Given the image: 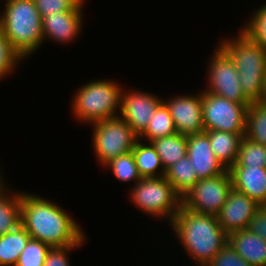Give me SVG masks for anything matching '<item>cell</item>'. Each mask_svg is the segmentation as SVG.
Instances as JSON below:
<instances>
[{"label":"cell","mask_w":266,"mask_h":266,"mask_svg":"<svg viewBox=\"0 0 266 266\" xmlns=\"http://www.w3.org/2000/svg\"><path fill=\"white\" fill-rule=\"evenodd\" d=\"M21 225L31 238L51 247L82 245L85 234L80 225L58 204L21 192Z\"/></svg>","instance_id":"cell-1"},{"label":"cell","mask_w":266,"mask_h":266,"mask_svg":"<svg viewBox=\"0 0 266 266\" xmlns=\"http://www.w3.org/2000/svg\"><path fill=\"white\" fill-rule=\"evenodd\" d=\"M182 248L198 266H207L229 242L215 215L196 213L183 205L175 215L171 228Z\"/></svg>","instance_id":"cell-2"},{"label":"cell","mask_w":266,"mask_h":266,"mask_svg":"<svg viewBox=\"0 0 266 266\" xmlns=\"http://www.w3.org/2000/svg\"><path fill=\"white\" fill-rule=\"evenodd\" d=\"M5 2V9L0 14V29L23 60L38 50L44 42L42 17L33 0Z\"/></svg>","instance_id":"cell-3"},{"label":"cell","mask_w":266,"mask_h":266,"mask_svg":"<svg viewBox=\"0 0 266 266\" xmlns=\"http://www.w3.org/2000/svg\"><path fill=\"white\" fill-rule=\"evenodd\" d=\"M233 39L220 41L219 46L232 59L239 74L244 95L251 101L264 100L266 49L242 30Z\"/></svg>","instance_id":"cell-4"},{"label":"cell","mask_w":266,"mask_h":266,"mask_svg":"<svg viewBox=\"0 0 266 266\" xmlns=\"http://www.w3.org/2000/svg\"><path fill=\"white\" fill-rule=\"evenodd\" d=\"M78 89L71 105L74 116L79 121L93 124L119 116L122 90L119 83L105 79L96 80Z\"/></svg>","instance_id":"cell-5"},{"label":"cell","mask_w":266,"mask_h":266,"mask_svg":"<svg viewBox=\"0 0 266 266\" xmlns=\"http://www.w3.org/2000/svg\"><path fill=\"white\" fill-rule=\"evenodd\" d=\"M130 192L136 208L152 217H167L170 224L182 207V196L164 176L141 178Z\"/></svg>","instance_id":"cell-6"},{"label":"cell","mask_w":266,"mask_h":266,"mask_svg":"<svg viewBox=\"0 0 266 266\" xmlns=\"http://www.w3.org/2000/svg\"><path fill=\"white\" fill-rule=\"evenodd\" d=\"M92 126L94 154L103 166L111 159L132 151L139 140V136L120 116L104 119Z\"/></svg>","instance_id":"cell-7"},{"label":"cell","mask_w":266,"mask_h":266,"mask_svg":"<svg viewBox=\"0 0 266 266\" xmlns=\"http://www.w3.org/2000/svg\"><path fill=\"white\" fill-rule=\"evenodd\" d=\"M210 92L202 91V115L205 130L245 133L247 107Z\"/></svg>","instance_id":"cell-8"},{"label":"cell","mask_w":266,"mask_h":266,"mask_svg":"<svg viewBox=\"0 0 266 266\" xmlns=\"http://www.w3.org/2000/svg\"><path fill=\"white\" fill-rule=\"evenodd\" d=\"M232 189L228 169L215 177L199 179L182 197V205L193 212L217 216Z\"/></svg>","instance_id":"cell-9"},{"label":"cell","mask_w":266,"mask_h":266,"mask_svg":"<svg viewBox=\"0 0 266 266\" xmlns=\"http://www.w3.org/2000/svg\"><path fill=\"white\" fill-rule=\"evenodd\" d=\"M208 64L209 86L205 89L206 92L244 105L252 103L243 93L232 59L220 46H217Z\"/></svg>","instance_id":"cell-10"},{"label":"cell","mask_w":266,"mask_h":266,"mask_svg":"<svg viewBox=\"0 0 266 266\" xmlns=\"http://www.w3.org/2000/svg\"><path fill=\"white\" fill-rule=\"evenodd\" d=\"M124 92V93H123ZM163 100L143 91L121 90L120 117L140 136Z\"/></svg>","instance_id":"cell-11"},{"label":"cell","mask_w":266,"mask_h":266,"mask_svg":"<svg viewBox=\"0 0 266 266\" xmlns=\"http://www.w3.org/2000/svg\"><path fill=\"white\" fill-rule=\"evenodd\" d=\"M169 108L177 133L193 135L205 132L202 115V92L163 100Z\"/></svg>","instance_id":"cell-12"},{"label":"cell","mask_w":266,"mask_h":266,"mask_svg":"<svg viewBox=\"0 0 266 266\" xmlns=\"http://www.w3.org/2000/svg\"><path fill=\"white\" fill-rule=\"evenodd\" d=\"M260 205L245 193L234 188L217 215L220 227L229 235L238 230L248 229L249 223Z\"/></svg>","instance_id":"cell-13"},{"label":"cell","mask_w":266,"mask_h":266,"mask_svg":"<svg viewBox=\"0 0 266 266\" xmlns=\"http://www.w3.org/2000/svg\"><path fill=\"white\" fill-rule=\"evenodd\" d=\"M187 156L198 180L218 176L227 170L214 154L206 132L187 136Z\"/></svg>","instance_id":"cell-14"},{"label":"cell","mask_w":266,"mask_h":266,"mask_svg":"<svg viewBox=\"0 0 266 266\" xmlns=\"http://www.w3.org/2000/svg\"><path fill=\"white\" fill-rule=\"evenodd\" d=\"M82 11H67L42 17L43 41L70 43L82 31ZM81 30V31H80Z\"/></svg>","instance_id":"cell-15"},{"label":"cell","mask_w":266,"mask_h":266,"mask_svg":"<svg viewBox=\"0 0 266 266\" xmlns=\"http://www.w3.org/2000/svg\"><path fill=\"white\" fill-rule=\"evenodd\" d=\"M232 188L245 193L260 206L266 205V168L231 166Z\"/></svg>","instance_id":"cell-16"},{"label":"cell","mask_w":266,"mask_h":266,"mask_svg":"<svg viewBox=\"0 0 266 266\" xmlns=\"http://www.w3.org/2000/svg\"><path fill=\"white\" fill-rule=\"evenodd\" d=\"M229 244L251 266H266V241L242 229L229 234Z\"/></svg>","instance_id":"cell-17"},{"label":"cell","mask_w":266,"mask_h":266,"mask_svg":"<svg viewBox=\"0 0 266 266\" xmlns=\"http://www.w3.org/2000/svg\"><path fill=\"white\" fill-rule=\"evenodd\" d=\"M208 134L211 148L217 159L226 169L233 166L237 160L238 150L245 133H229L217 130H205Z\"/></svg>","instance_id":"cell-18"},{"label":"cell","mask_w":266,"mask_h":266,"mask_svg":"<svg viewBox=\"0 0 266 266\" xmlns=\"http://www.w3.org/2000/svg\"><path fill=\"white\" fill-rule=\"evenodd\" d=\"M31 236L20 224L11 232L0 236V266H15Z\"/></svg>","instance_id":"cell-19"},{"label":"cell","mask_w":266,"mask_h":266,"mask_svg":"<svg viewBox=\"0 0 266 266\" xmlns=\"http://www.w3.org/2000/svg\"><path fill=\"white\" fill-rule=\"evenodd\" d=\"M141 142L142 140H138L132 149L139 174L142 178L163 177L165 170L156 148L150 142L147 145Z\"/></svg>","instance_id":"cell-20"},{"label":"cell","mask_w":266,"mask_h":266,"mask_svg":"<svg viewBox=\"0 0 266 266\" xmlns=\"http://www.w3.org/2000/svg\"><path fill=\"white\" fill-rule=\"evenodd\" d=\"M7 189L0 190V236L21 224V192L9 193Z\"/></svg>","instance_id":"cell-21"},{"label":"cell","mask_w":266,"mask_h":266,"mask_svg":"<svg viewBox=\"0 0 266 266\" xmlns=\"http://www.w3.org/2000/svg\"><path fill=\"white\" fill-rule=\"evenodd\" d=\"M151 143L160 156L164 170L187 155V136L177 132L170 136L155 139Z\"/></svg>","instance_id":"cell-22"},{"label":"cell","mask_w":266,"mask_h":266,"mask_svg":"<svg viewBox=\"0 0 266 266\" xmlns=\"http://www.w3.org/2000/svg\"><path fill=\"white\" fill-rule=\"evenodd\" d=\"M164 177L182 197L198 182L196 171L187 155L168 167Z\"/></svg>","instance_id":"cell-23"},{"label":"cell","mask_w":266,"mask_h":266,"mask_svg":"<svg viewBox=\"0 0 266 266\" xmlns=\"http://www.w3.org/2000/svg\"><path fill=\"white\" fill-rule=\"evenodd\" d=\"M245 138L266 146V101L252 102L247 107Z\"/></svg>","instance_id":"cell-24"},{"label":"cell","mask_w":266,"mask_h":266,"mask_svg":"<svg viewBox=\"0 0 266 266\" xmlns=\"http://www.w3.org/2000/svg\"><path fill=\"white\" fill-rule=\"evenodd\" d=\"M176 132L169 108L163 102L152 115L145 131L139 136V140L151 143L155 139L170 136Z\"/></svg>","instance_id":"cell-25"},{"label":"cell","mask_w":266,"mask_h":266,"mask_svg":"<svg viewBox=\"0 0 266 266\" xmlns=\"http://www.w3.org/2000/svg\"><path fill=\"white\" fill-rule=\"evenodd\" d=\"M233 166L266 168V146L243 137L239 146L237 160Z\"/></svg>","instance_id":"cell-26"},{"label":"cell","mask_w":266,"mask_h":266,"mask_svg":"<svg viewBox=\"0 0 266 266\" xmlns=\"http://www.w3.org/2000/svg\"><path fill=\"white\" fill-rule=\"evenodd\" d=\"M104 166L110 167L117 180L122 182L134 181L136 184L142 177L139 174L132 151L111 159Z\"/></svg>","instance_id":"cell-27"},{"label":"cell","mask_w":266,"mask_h":266,"mask_svg":"<svg viewBox=\"0 0 266 266\" xmlns=\"http://www.w3.org/2000/svg\"><path fill=\"white\" fill-rule=\"evenodd\" d=\"M51 246L30 238L15 266H43Z\"/></svg>","instance_id":"cell-28"},{"label":"cell","mask_w":266,"mask_h":266,"mask_svg":"<svg viewBox=\"0 0 266 266\" xmlns=\"http://www.w3.org/2000/svg\"><path fill=\"white\" fill-rule=\"evenodd\" d=\"M254 42L266 49V3L256 10L249 22L242 27Z\"/></svg>","instance_id":"cell-29"},{"label":"cell","mask_w":266,"mask_h":266,"mask_svg":"<svg viewBox=\"0 0 266 266\" xmlns=\"http://www.w3.org/2000/svg\"><path fill=\"white\" fill-rule=\"evenodd\" d=\"M41 17L67 11H82L85 0H33Z\"/></svg>","instance_id":"cell-30"},{"label":"cell","mask_w":266,"mask_h":266,"mask_svg":"<svg viewBox=\"0 0 266 266\" xmlns=\"http://www.w3.org/2000/svg\"><path fill=\"white\" fill-rule=\"evenodd\" d=\"M21 57L13 50L9 40L0 29V80L15 71Z\"/></svg>","instance_id":"cell-31"},{"label":"cell","mask_w":266,"mask_h":266,"mask_svg":"<svg viewBox=\"0 0 266 266\" xmlns=\"http://www.w3.org/2000/svg\"><path fill=\"white\" fill-rule=\"evenodd\" d=\"M207 266H251L229 244V242L216 254Z\"/></svg>","instance_id":"cell-32"},{"label":"cell","mask_w":266,"mask_h":266,"mask_svg":"<svg viewBox=\"0 0 266 266\" xmlns=\"http://www.w3.org/2000/svg\"><path fill=\"white\" fill-rule=\"evenodd\" d=\"M81 245H69L66 247H51L47 253L43 266H70L68 254Z\"/></svg>","instance_id":"cell-33"},{"label":"cell","mask_w":266,"mask_h":266,"mask_svg":"<svg viewBox=\"0 0 266 266\" xmlns=\"http://www.w3.org/2000/svg\"><path fill=\"white\" fill-rule=\"evenodd\" d=\"M248 229L266 241V205L260 206L251 219Z\"/></svg>","instance_id":"cell-34"},{"label":"cell","mask_w":266,"mask_h":266,"mask_svg":"<svg viewBox=\"0 0 266 266\" xmlns=\"http://www.w3.org/2000/svg\"><path fill=\"white\" fill-rule=\"evenodd\" d=\"M264 100L266 101V71H265V80H264Z\"/></svg>","instance_id":"cell-35"},{"label":"cell","mask_w":266,"mask_h":266,"mask_svg":"<svg viewBox=\"0 0 266 266\" xmlns=\"http://www.w3.org/2000/svg\"><path fill=\"white\" fill-rule=\"evenodd\" d=\"M2 177H1V172H0V190L4 187V186H6L5 184H4V181H2L3 179H1Z\"/></svg>","instance_id":"cell-36"}]
</instances>
